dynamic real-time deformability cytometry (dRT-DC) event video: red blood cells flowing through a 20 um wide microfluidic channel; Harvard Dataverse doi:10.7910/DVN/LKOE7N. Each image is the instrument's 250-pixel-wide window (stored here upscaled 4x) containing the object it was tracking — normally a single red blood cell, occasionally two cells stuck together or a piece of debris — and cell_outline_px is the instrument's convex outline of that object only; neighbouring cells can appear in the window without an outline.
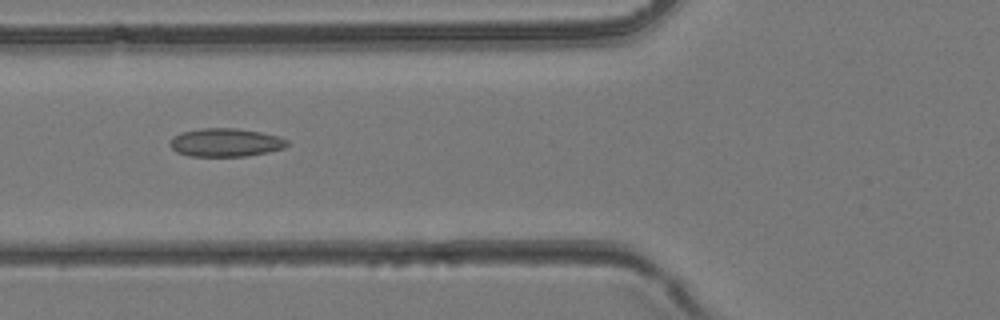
{"species": "common noctule bat (a hibernating species)", "species_latin": "Nyctalus noctula", "temperature_condition": "room temperature", "stored_images_in_passage": 36, "camera_frame_rate_fps": 3000, "um_per_image_px": 0.085, "animal": {"sex": "female", "body_mass_g": 24.6, "forearm_length_mm": 56.2}, "frame": {"image": 1, "passage_image": 10, "time_ms": 3.0, "image_size_px": [1000, 320], "cell_outline_px": [[288, 144], [284, 148], [268, 152], [244, 156], [188, 156], [176, 152], [168, 144], [172, 136], [180, 132], [204, 128], [236, 128], [260, 132], [280, 136], [288, 140]], "centroid_in_image_um": [19.15, 12.11], "position_along_channel_um": 106.7, "area_um2": 19.48}}
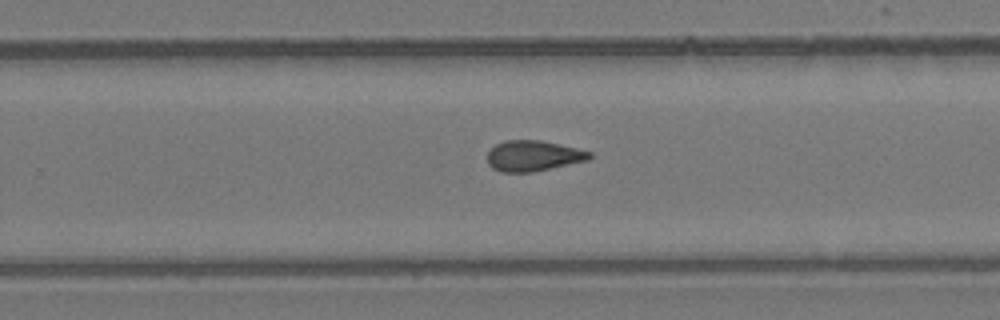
{"frame": {"image": 2, "passage_image": 21, "time_ms": 6.667, "image_size_px": [1000, 320], "cell_outline_px": [[592, 156], [588, 160], [532, 172], [500, 172], [492, 168], [488, 164], [488, 152], [496, 144], [504, 140], [540, 140], [576, 148], [592, 152]], "centroid_in_image_um": [45.31, 13.25], "position_along_channel_um": 284.5, "area_um2": 18.15}}
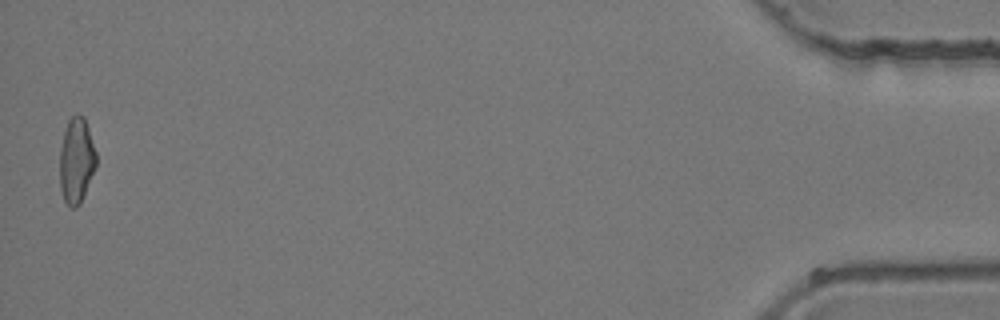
{"frame": {"image": 3, "passage_image": 36, "time_ms": 11.667, "image_size_px": [1000, 320], "cell_outline_px": [[96, 164], [80, 204], [76, 208], [72, 208], [64, 200], [60, 188], [60, 148], [64, 132], [68, 120], [76, 112], [80, 112], [84, 116], [96, 152]], "centroid_in_image_um": [6.48, 13.6], "position_along_channel_um": 428.7, "area_um2": 18.09}}